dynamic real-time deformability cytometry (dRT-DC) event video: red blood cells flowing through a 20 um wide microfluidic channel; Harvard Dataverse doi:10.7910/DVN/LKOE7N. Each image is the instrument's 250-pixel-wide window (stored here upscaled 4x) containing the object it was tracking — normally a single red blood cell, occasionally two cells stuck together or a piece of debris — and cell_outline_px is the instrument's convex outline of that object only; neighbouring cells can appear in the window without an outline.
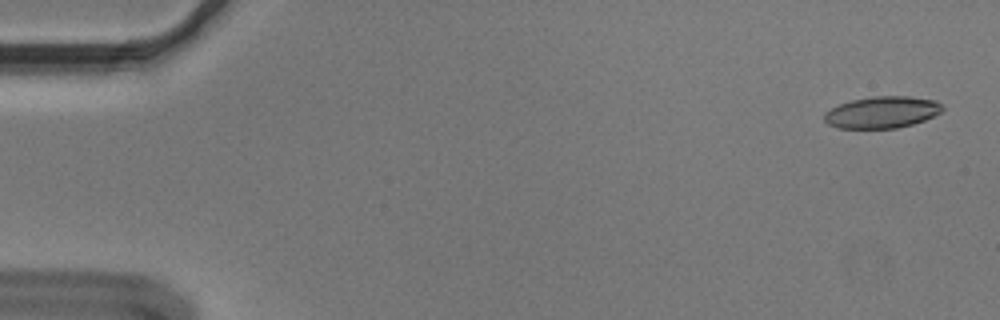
{"species": "Egyptian fruit bat (a non-hibernating species)", "species_latin": "Rousettus aegyptiacus", "temperature_condition": "cold", "stored_images_in_passage": 55, "camera_frame_rate_fps": 3000, "um_per_image_px": 0.085, "animal": {"sex": "male"}, "frame": {"image": 1, "passage_image": 2, "time_ms": 0.333, "image_size_px": [1000, 320], "cell_outline_px": [[944, 108], [940, 112], [924, 120], [912, 124], [896, 128], [836, 128], [828, 124], [824, 120], [824, 112], [840, 104], [852, 100], [872, 96], [908, 96], [936, 100]], "centroid_in_image_um": [74.95, 9.54], "position_along_channel_um": 10.0, "area_um2": 21.73}}
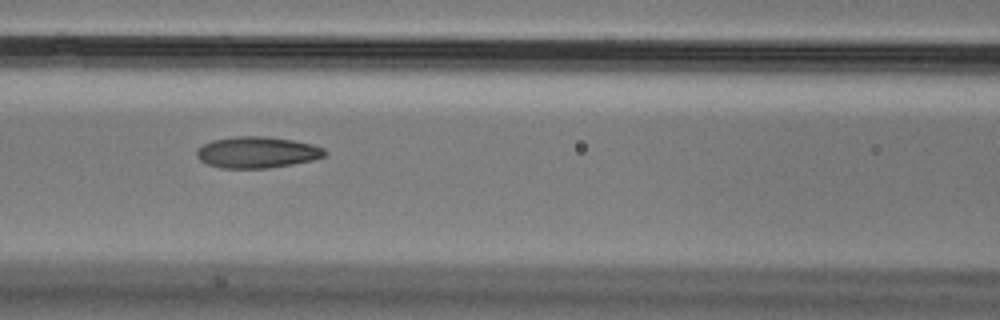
{"frame": {"image": 2, "passage_image": 24, "time_ms": 7.667, "image_size_px": [1000, 320], "cell_outline_px": [[328, 152], [324, 156], [312, 160], [292, 164], [268, 168], [220, 168], [208, 164], [200, 160], [196, 156], [196, 148], [212, 140], [236, 136], [264, 136], [292, 140], [312, 144], [324, 148]], "centroid_in_image_um": [21.83, 12.94], "position_along_channel_um": 144.8, "area_um2": 23.41}}
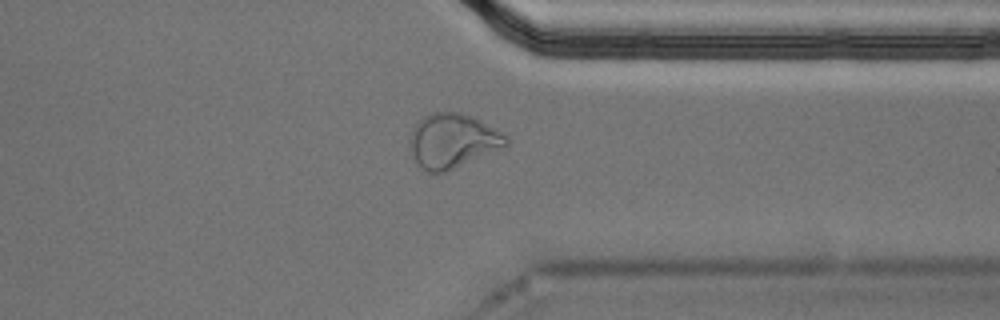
{"frame": {"image": 3, "passage_image": 43, "time_ms": 14.0, "image_size_px": [1000, 320], "cell_outline_px": [[508, 144], [504, 148], [444, 172], [428, 172], [420, 168], [416, 164], [412, 152], [412, 132], [416, 124], [424, 116], [432, 112], [460, 112], [496, 128], [508, 136]], "centroid_in_image_um": [38.51, 11.98], "position_along_channel_um": 372.9, "area_um2": 30.11}, "authors_computed_cell_mechanics": {"area_um2": 23.3512, "velocity_mm_per_s": 3.6309, "shape_relaxation_time_tau1_ms": null, "shape_relaxation_time_tau2_ms": 2.8481, "deformation_change_tau1": null, "deformation_change_tau2": 0.0911}}